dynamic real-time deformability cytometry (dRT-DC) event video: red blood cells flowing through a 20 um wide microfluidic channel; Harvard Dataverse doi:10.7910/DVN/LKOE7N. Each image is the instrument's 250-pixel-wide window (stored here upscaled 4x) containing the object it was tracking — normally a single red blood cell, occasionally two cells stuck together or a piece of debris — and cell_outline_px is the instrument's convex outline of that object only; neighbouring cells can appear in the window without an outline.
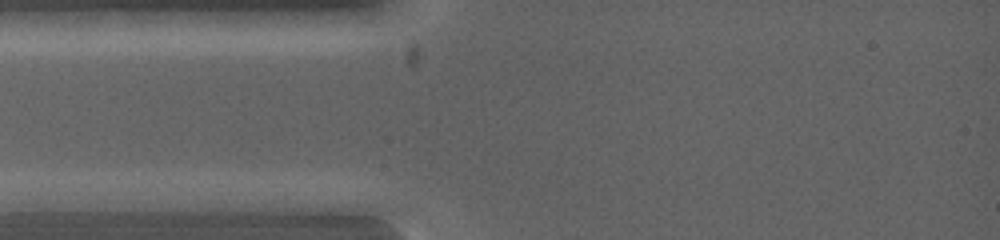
{"species": "common noctule bat (a hibernating species)", "species_latin": "Nyctalus noctula", "temperature_condition": "warm", "stored_images_in_passage": 4, "camera_frame_rate_fps": 5000, "um_per_image_px": 0.085, "animal": {"sex": "female", "body_mass_g": 19.0, "forearm_length_mm": 53.3}, "frame": {"image": 1, "passage_image": 1, "time_ms": 0.0, "image_size_px": [1000, 240], "cell_outline_px": [[176, 208], [128, 212], [20, 212], [12, 200], [20, 192], [104, 192], [176, 200]], "centroid_in_image_um": [7.49, 17.21], "position_along_channel_um": 77.5, "area_um2": 20.35}}